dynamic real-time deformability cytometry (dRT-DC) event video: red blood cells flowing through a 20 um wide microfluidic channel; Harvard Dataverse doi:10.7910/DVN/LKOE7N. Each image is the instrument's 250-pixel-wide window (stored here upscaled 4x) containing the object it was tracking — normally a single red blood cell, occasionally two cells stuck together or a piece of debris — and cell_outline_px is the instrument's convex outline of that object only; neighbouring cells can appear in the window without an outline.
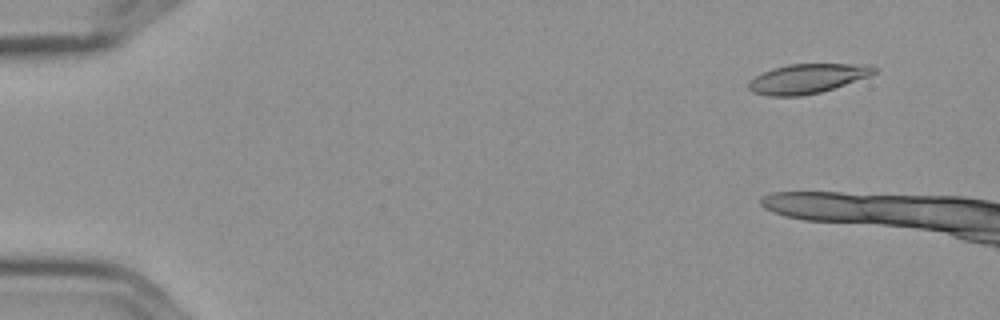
{"species": "Egyptian fruit bat (a non-hibernating species)", "species_latin": "Rousettus aegyptiacus", "temperature_condition": "cold", "stored_images_in_passage": 5, "camera_frame_rate_fps": 3000, "um_per_image_px": 0.085, "frame": {"image": 1, "passage_image": 2, "time_ms": 0.333, "image_size_px": [1000, 320], "cell_outline_px": [[876, 72], [868, 76], [820, 92], [800, 96], [768, 96], [752, 92], [748, 88], [748, 84], [756, 76], [772, 68], [788, 64], [872, 64], [876, 68]], "centroid_in_image_um": [68.61, 6.67], "position_along_channel_um": 16.4, "area_um2": 21.33}}